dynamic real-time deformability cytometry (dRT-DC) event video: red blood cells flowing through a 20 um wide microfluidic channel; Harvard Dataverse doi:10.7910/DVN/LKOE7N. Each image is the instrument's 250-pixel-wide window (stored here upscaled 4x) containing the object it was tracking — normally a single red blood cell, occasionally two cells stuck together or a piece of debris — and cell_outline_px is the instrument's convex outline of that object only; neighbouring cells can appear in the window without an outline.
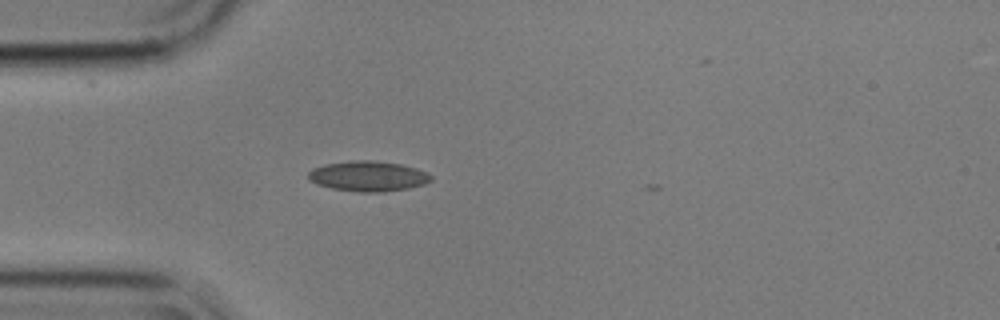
{"species": "common noctule bat (a hibernating species)", "species_latin": "Nyctalus noctula", "temperature_condition": "cold", "stored_images_in_passage": 1, "camera_frame_rate_fps": 3000, "um_per_image_px": 0.085, "animal": {"sex": "male", "body_mass_g": 17.9}, "frame": {"image": 1, "passage_image": 1, "time_ms": 0.0, "image_size_px": [1000, 320], "cell_outline_px": [[432, 180], [424, 184], [408, 188], [384, 192], [360, 192], [332, 188], [316, 184], [308, 180], [308, 172], [312, 168], [324, 164], [348, 160], [372, 160], [400, 164], [416, 168], [428, 172], [432, 176]], "centroid_in_image_um": [31.27, 14.97], "position_along_channel_um": 53.7, "area_um2": 21.85}}